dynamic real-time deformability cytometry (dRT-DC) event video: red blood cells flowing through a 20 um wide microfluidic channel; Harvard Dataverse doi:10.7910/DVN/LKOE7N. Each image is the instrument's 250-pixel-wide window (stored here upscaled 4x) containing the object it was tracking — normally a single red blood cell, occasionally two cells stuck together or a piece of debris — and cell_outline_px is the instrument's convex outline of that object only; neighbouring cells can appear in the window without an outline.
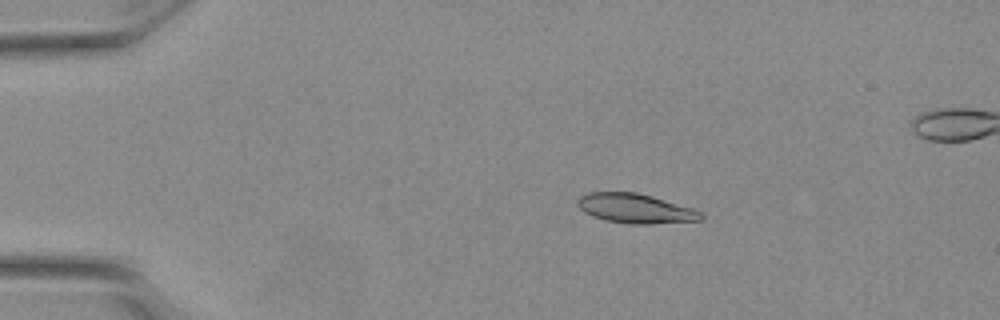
{"species": "Egyptian fruit bat (a non-hibernating species)", "species_latin": "Rousettus aegyptiacus", "temperature_condition": "warm", "stored_images_in_passage": 50, "segment_of_instrument_passage": [1, 2], "camera_frame_rate_fps": 3000, "um_per_image_px": 0.085, "animal": {"sex": "female"}, "frame": {"image": 1, "passage_image": 6, "time_ms": 1.667, "image_size_px": [1000, 320], "cell_outline_px": [[704, 220], [648, 224], [632, 224], [608, 220], [592, 216], [584, 212], [576, 204], [576, 200], [580, 196], [588, 192], [636, 192], [652, 196], [692, 208], [704, 212]], "centroid_in_image_um": [54.03, 17.72], "position_along_channel_um": 31.0, "area_um2": 21.27}}
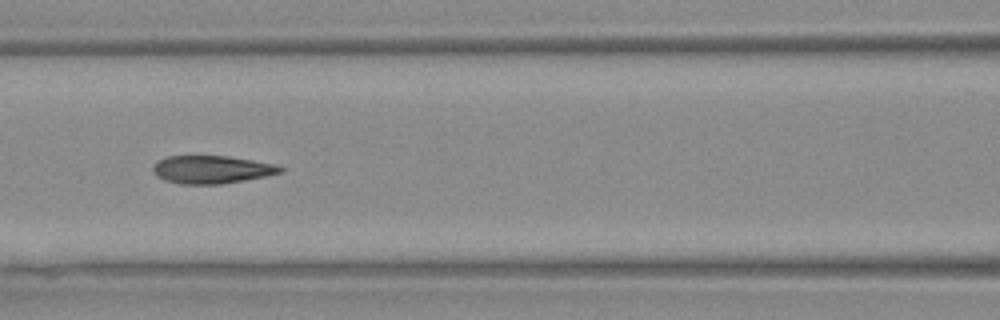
{"frame": {"image": 2, "passage_image": 20, "time_ms": 6.333, "image_size_px": [1000, 320], "cell_outline_px": [[284, 168], [280, 172], [264, 176], [220, 184], [180, 184], [164, 180], [156, 176], [152, 172], [152, 168], [160, 160], [168, 156], [228, 156], [252, 160], [272, 164]], "centroid_in_image_um": [17.93, 14.41], "position_along_channel_um": 148.7, "area_um2": 20.35}}
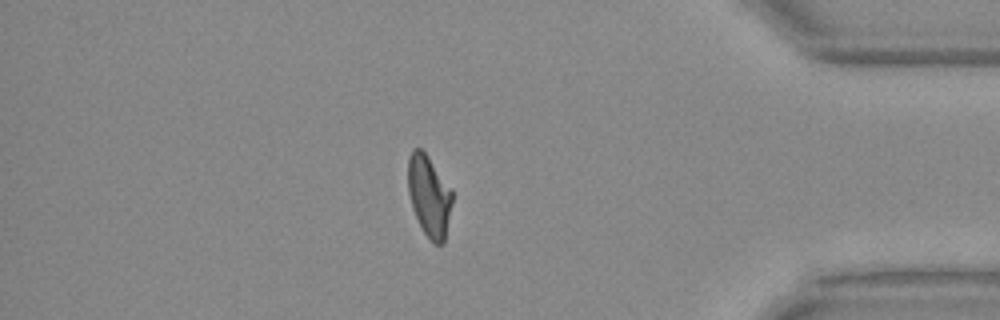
{"frame": {"image": 3, "passage_image": 42, "time_ms": 13.667, "image_size_px": [1000, 320], "cell_outline_px": [[452, 204], [444, 244], [432, 244], [424, 232], [412, 208], [408, 192], [408, 156], [412, 148], [420, 148], [424, 152], [452, 192]], "centroid_in_image_um": [36.45, 16.69], "position_along_channel_um": 398.7, "area_um2": 20.63}}